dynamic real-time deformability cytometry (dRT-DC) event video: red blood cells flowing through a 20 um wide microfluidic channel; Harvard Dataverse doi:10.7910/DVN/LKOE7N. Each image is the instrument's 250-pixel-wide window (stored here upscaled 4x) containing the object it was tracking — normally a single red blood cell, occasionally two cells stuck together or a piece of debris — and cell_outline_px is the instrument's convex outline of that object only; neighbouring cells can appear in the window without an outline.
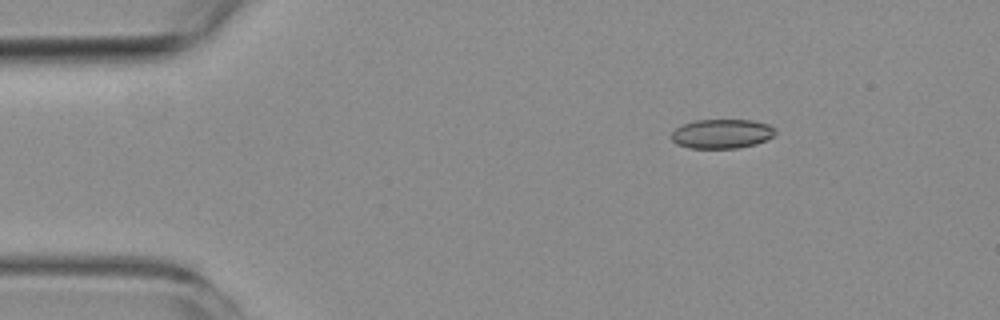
{"species": "common noctule bat (a hibernating species)", "species_latin": "Nyctalus noctula", "temperature_condition": "room temperature", "stored_images_in_passage": 4, "camera_frame_rate_fps": 3000, "um_per_image_px": 0.085, "animal": {"sex": "female", "body_mass_g": 19.3, "forearm_length_mm": 54.1}, "frame": {"image": 1, "passage_image": 1, "time_ms": 0.0, "image_size_px": [1000, 320], "cell_outline_px": [[776, 132], [772, 136], [756, 144], [736, 148], [688, 148], [676, 144], [672, 140], [672, 132], [676, 128], [684, 124], [696, 120], [752, 120], [768, 124]], "centroid_in_image_um": [61.32, 11.37], "position_along_channel_um": 23.7, "area_um2": 17.57}}
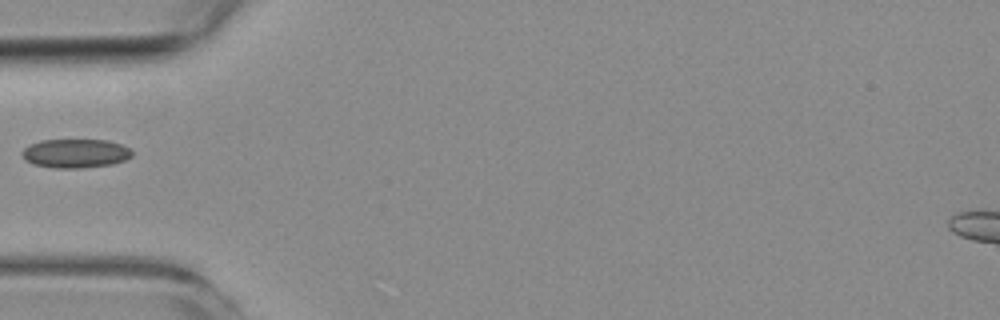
{"frame": {"image": 2, "passage_image": 4, "time_ms": 3.333, "image_size_px": [1000, 320], "cell_outline_px": [[132, 156], [124, 160], [112, 164], [80, 168], [52, 168], [36, 164], [24, 160], [20, 152], [28, 144], [40, 140], [108, 140], [120, 144], [128, 148], [132, 152]], "centroid_in_image_um": [6.37, 13.03], "position_along_channel_um": 78.6, "area_um2": 18.55}}